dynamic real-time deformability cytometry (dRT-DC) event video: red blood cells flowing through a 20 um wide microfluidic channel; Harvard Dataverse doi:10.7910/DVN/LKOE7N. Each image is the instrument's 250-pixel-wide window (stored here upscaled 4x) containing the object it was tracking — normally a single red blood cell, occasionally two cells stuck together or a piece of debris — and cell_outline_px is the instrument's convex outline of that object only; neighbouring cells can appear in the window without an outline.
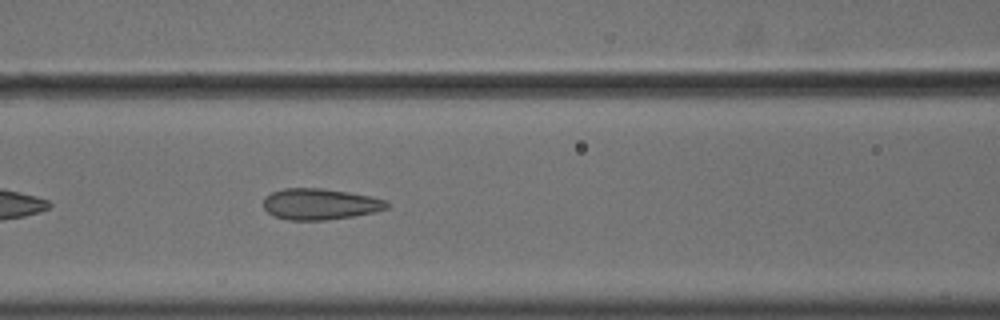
{"species": "common noctule bat (a hibernating species)", "species_latin": "Nyctalus noctula", "temperature_condition": "cold", "stored_images_in_passage": 31, "camera_frame_rate_fps": 3000, "um_per_image_px": 0.085, "animal": {"sex": "male", "body_mass_g": 18.8}, "frame": {"image": 1, "passage_image": 9, "time_ms": 2.667, "image_size_px": [1000, 320], "cell_outline_px": [[388, 208], [376, 212], [328, 220], [288, 220], [276, 216], [268, 212], [264, 208], [264, 196], [272, 192], [284, 188], [320, 188], [348, 192], [388, 200]], "centroid_in_image_um": [27.21, 17.35], "position_along_channel_um": 139.4, "area_um2": 22.37}}
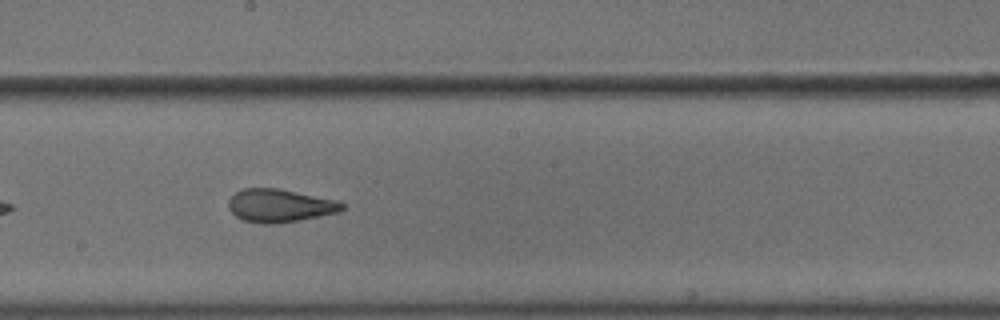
{"frame": {"image": 2, "passage_image": 16, "time_ms": 5.0, "image_size_px": [1000, 320], "cell_outline_px": [[348, 208], [340, 212], [300, 220], [276, 224], [264, 224], [244, 220], [236, 216], [228, 208], [228, 200], [240, 188], [280, 188], [336, 200], [344, 204]], "centroid_in_image_um": [23.8, 17.47], "position_along_channel_um": 224.4, "area_um2": 22.14}}
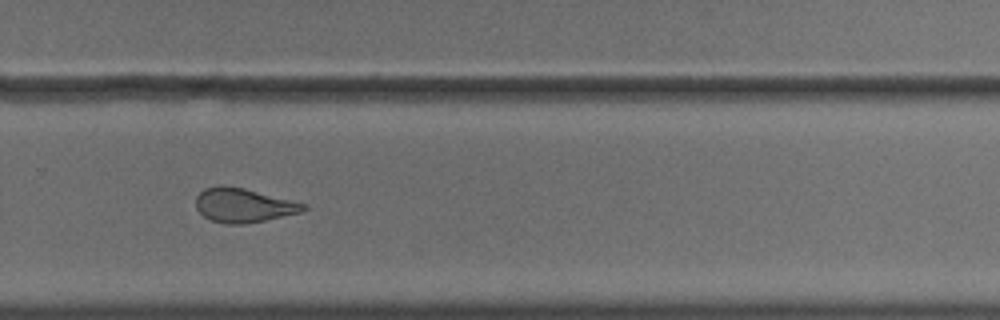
{"frame": {"image": 3, "passage_image": 23, "time_ms": 7.333, "image_size_px": [1000, 320], "cell_outline_px": [[308, 208], [304, 212], [244, 224], [224, 224], [212, 220], [204, 216], [196, 208], [196, 196], [204, 188], [220, 184], [224, 184], [244, 188], [308, 204]], "centroid_in_image_um": [20.71, 17.44], "position_along_channel_um": 309.1, "area_um2": 21.62}}